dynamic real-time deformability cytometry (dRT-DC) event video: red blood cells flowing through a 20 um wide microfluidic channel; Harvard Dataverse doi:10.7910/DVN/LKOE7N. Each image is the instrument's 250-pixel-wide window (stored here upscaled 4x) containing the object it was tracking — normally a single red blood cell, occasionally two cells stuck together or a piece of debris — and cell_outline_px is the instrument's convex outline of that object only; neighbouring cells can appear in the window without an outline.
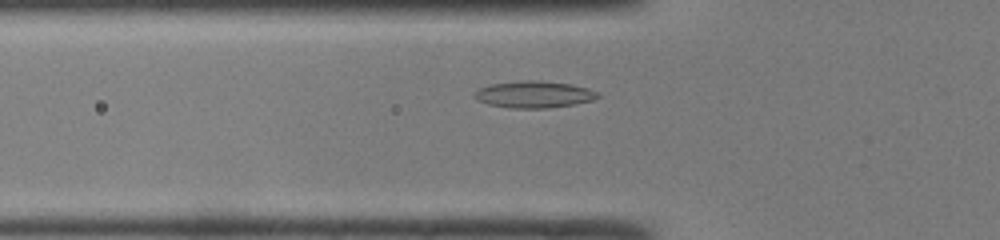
{"species": "common noctule bat (a hibernating species)", "species_latin": "Nyctalus noctula", "temperature_condition": "room temperature", "stored_images_in_passage": 34, "camera_frame_rate_fps": 3000, "um_per_image_px": 0.085, "animal": {"sex": "male", "body_mass_g": 19.0, "forearm_length_mm": 50.8}, "frame": {"image": 1, "passage_image": 2, "time_ms": 0.333, "image_size_px": [1000, 240], "cell_outline_px": [[600, 96], [592, 100], [572, 104], [548, 108], [508, 108], [488, 104], [476, 100], [472, 96], [472, 92], [476, 88], [492, 84], [520, 80], [536, 80], [568, 84], [588, 88], [600, 92]], "centroid_in_image_um": [45.31, 8.02], "position_along_channel_um": 80.5, "area_um2": 19.42}}
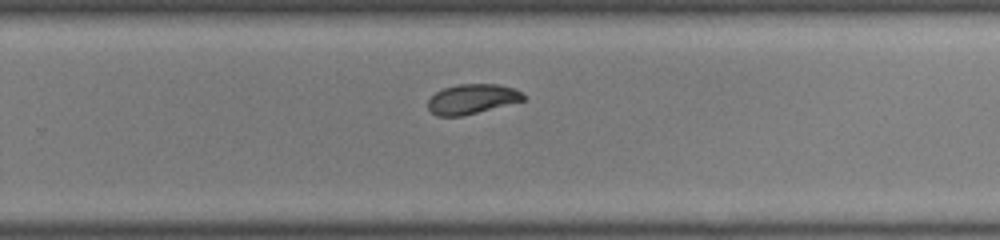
{"frame": {"image": 2, "passage_image": 17, "time_ms": 5.333, "image_size_px": [1000, 240], "cell_outline_px": [[524, 100], [460, 116], [436, 116], [428, 108], [428, 100], [436, 92], [444, 88], [460, 84], [496, 84], [512, 88], [520, 92], [524, 96]], "centroid_in_image_um": [40.08, 8.41], "position_along_channel_um": 289.7, "area_um2": 16.13}}
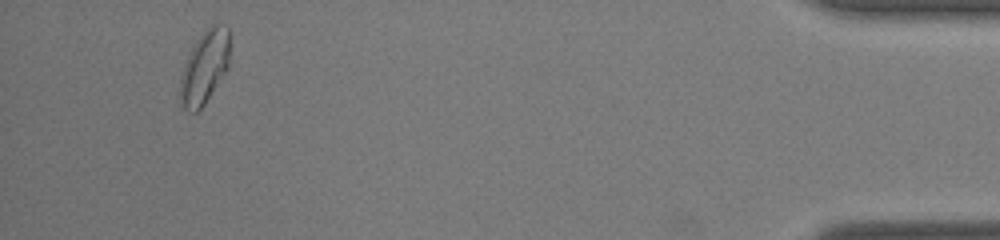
{"frame": {"image": 3, "passage_image": 31, "time_ms": 10.0, "image_size_px": [1000, 240], "cell_outline_px": [[228, 68], [204, 104], [196, 112], [188, 112], [180, 108], [180, 72], [196, 40], [212, 24], [228, 24]], "centroid_in_image_um": [17.35, 5.74], "position_along_channel_um": 417.8, "area_um2": 21.04}, "authors_computed_cell_mechanics": {"area_um2": 17.2244, "velocity_mm_per_s": 4.1985, "shape_relaxation_time_tau1_ms": 7.7147, "shape_relaxation_time_tau2_ms": 2.1616, "deformation_change_tau1": 0.214, "deformation_change_tau2": 0.0604}}